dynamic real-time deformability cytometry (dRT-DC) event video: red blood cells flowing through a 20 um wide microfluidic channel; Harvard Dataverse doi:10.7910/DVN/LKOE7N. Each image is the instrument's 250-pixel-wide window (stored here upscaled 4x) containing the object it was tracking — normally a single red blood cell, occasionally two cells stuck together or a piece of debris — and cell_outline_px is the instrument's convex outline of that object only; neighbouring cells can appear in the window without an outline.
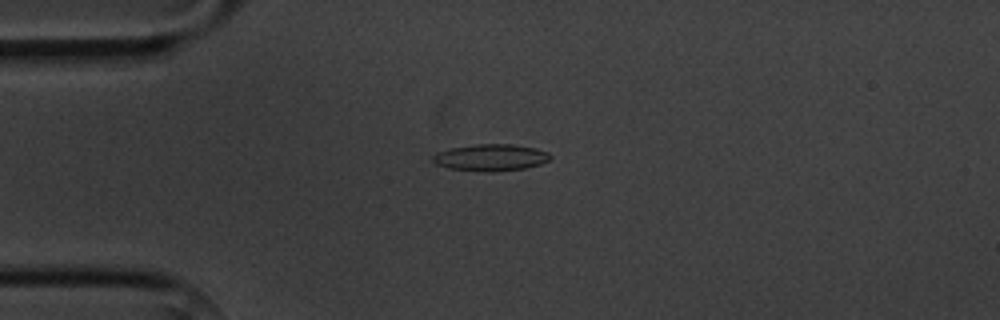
{"species": "common noctule bat (a hibernating species)", "species_latin": "Nyctalus noctula", "temperature_condition": "cold", "stored_images_in_passage": 7, "camera_frame_rate_fps": 3000, "um_per_image_px": 0.085, "animal": {"sex": "male", "body_mass_g": 20.1, "forearm_length_mm": 53.5}, "frame": {"image": 1, "passage_image": 3, "time_ms": 7.0, "image_size_px": [1000, 320], "cell_outline_px": [[552, 156], [548, 160], [540, 164], [524, 168], [492, 172], [488, 172], [448, 168], [436, 164], [432, 160], [432, 156], [436, 152], [452, 148], [476, 144], [512, 144], [536, 148], [548, 152]], "centroid_in_image_um": [41.7, 13.38], "position_along_channel_um": 43.3, "area_um2": 18.26}}
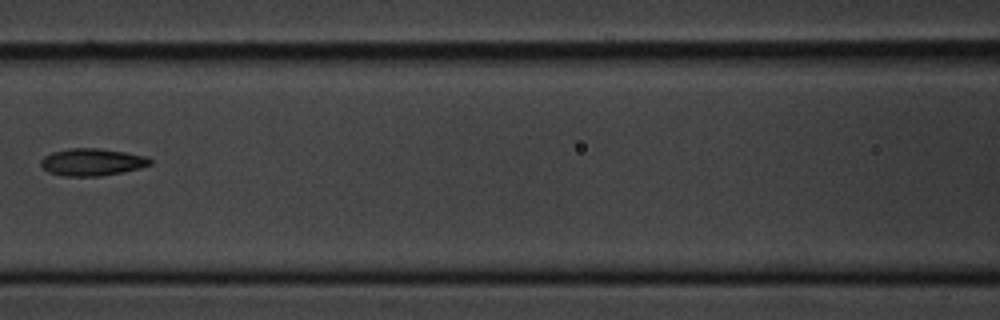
{"frame": {"image": 2, "passage_image": 6, "time_ms": 10.667, "image_size_px": [1000, 320], "cell_outline_px": [[152, 164], [140, 168], [124, 172], [100, 176], [60, 176], [48, 172], [40, 164], [40, 160], [44, 156], [52, 152], [72, 148], [100, 148], [148, 156], [152, 160]], "centroid_in_image_um": [7.84, 13.78], "position_along_channel_um": 158.8, "area_um2": 17.51}}
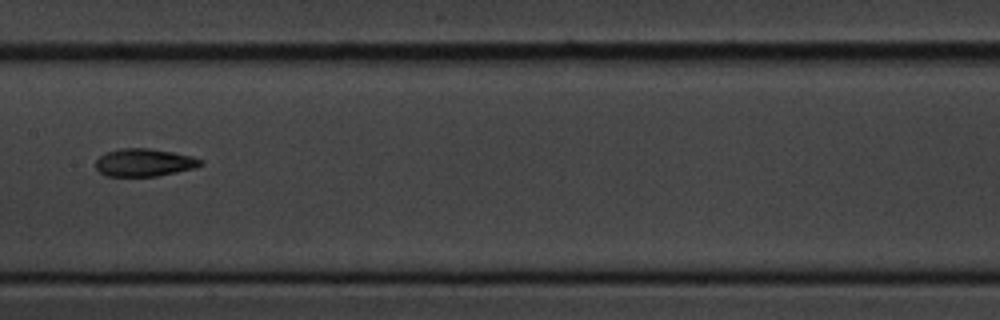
{"frame": {"image": 3, "passage_image": 7, "time_ms": 11.667, "image_size_px": [1000, 320], "cell_outline_px": [[204, 164], [196, 168], [156, 176], [104, 176], [96, 168], [96, 160], [104, 152], [120, 148], [152, 148], [192, 156], [204, 160]], "centroid_in_image_um": [12.27, 13.81], "position_along_channel_um": 195.1, "area_um2": 17.17}}